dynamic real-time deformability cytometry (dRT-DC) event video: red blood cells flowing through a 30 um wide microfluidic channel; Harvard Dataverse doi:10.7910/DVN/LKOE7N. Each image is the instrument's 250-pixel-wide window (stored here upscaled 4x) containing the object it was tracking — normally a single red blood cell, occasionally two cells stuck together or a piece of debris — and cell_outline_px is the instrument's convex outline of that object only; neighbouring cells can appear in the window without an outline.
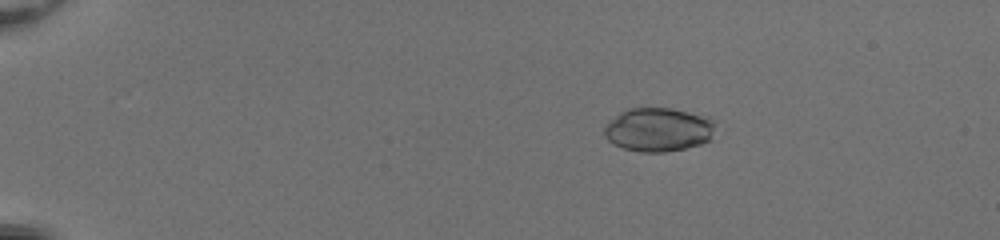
{"species": "common noctule bat (a hibernating species)", "species_latin": "Nyctalus noctula", "temperature_condition": "room temperature", "stored_images_in_passage": 53, "camera_frame_rate_fps": 3000, "um_per_image_px": 0.085, "animal": {"sex": "female", "body_mass_g": 20.0, "forearm_length_mm": 54.0}, "frame": {"image": 1, "passage_image": 11, "time_ms": 3.333, "image_size_px": [1000, 240], "cell_outline_px": [[716, 120], [712, 140], [700, 144], [684, 148], [664, 152], [640, 152], [624, 148], [612, 144], [604, 136], [604, 124], [624, 108], [672, 108], [708, 116]], "centroid_in_image_um": [55.96, 11.0], "position_along_channel_um": 29.0, "area_um2": 28.9}}
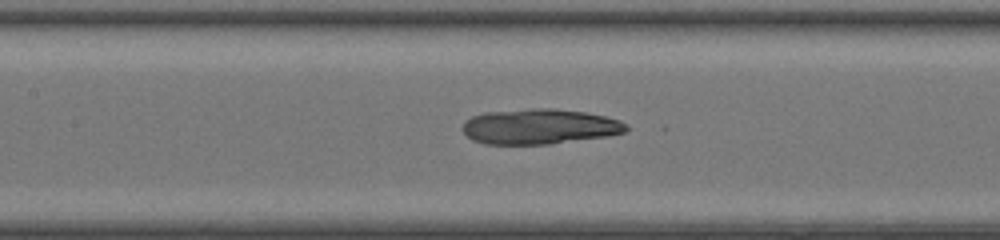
{"frame": {"image": 2, "passage_image": 28, "time_ms": 9.0, "image_size_px": [1000, 240], "cell_outline_px": [[628, 128], [624, 132], [608, 136], [548, 144], [484, 144], [472, 140], [460, 128], [464, 120], [472, 116], [484, 112], [532, 108], [552, 108], [584, 112], [604, 116], [620, 120], [628, 124]], "centroid_in_image_um": [45.82, 10.75], "position_along_channel_um": 161.6, "area_um2": 33.81}}
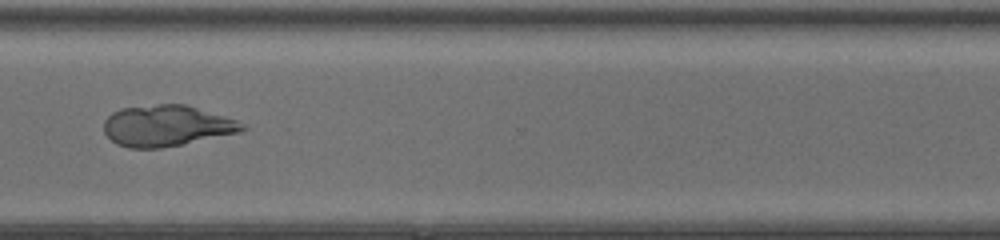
{"frame": {"image": 3, "passage_image": 42, "time_ms": 13.667, "image_size_px": [1000, 240], "cell_outline_px": [[248, 128], [240, 132], [184, 144], [160, 148], [128, 148], [116, 144], [104, 132], [104, 120], [112, 112], [120, 108], [160, 104], [184, 104], [224, 116], [236, 120], [244, 124]], "centroid_in_image_um": [14.15, 10.7], "position_along_channel_um": 356.5, "area_um2": 33.06}}